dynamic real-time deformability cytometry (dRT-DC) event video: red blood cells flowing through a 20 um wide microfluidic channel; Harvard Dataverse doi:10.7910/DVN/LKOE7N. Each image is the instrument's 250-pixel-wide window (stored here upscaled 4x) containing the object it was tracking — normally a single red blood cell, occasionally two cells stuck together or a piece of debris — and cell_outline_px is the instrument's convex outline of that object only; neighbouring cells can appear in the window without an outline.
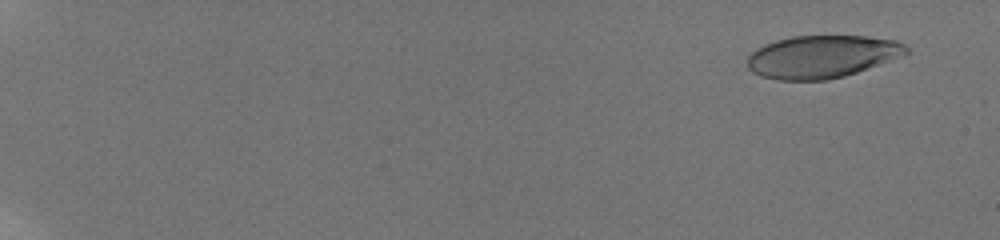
{"species": "human", "species_latin": "Homo sapiens", "temperature_condition": "room temperature", "stored_images_in_passage": 25, "camera_frame_rate_fps": 3000, "um_per_image_px": 0.085, "donor": {"sex": "male"}, "frame": {"image": 1, "passage_image": 2, "time_ms": 0.333, "image_size_px": [1000, 240], "cell_outline_px": [[908, 52], [888, 60], [856, 72], [844, 76], [828, 80], [776, 80], [760, 76], [752, 72], [748, 68], [748, 56], [756, 48], [764, 44], [776, 40], [792, 36], [868, 36], [896, 40], [904, 44], [908, 48]], "centroid_in_image_um": [69.8, 4.81], "position_along_channel_um": 15.2, "area_um2": 39.25}}
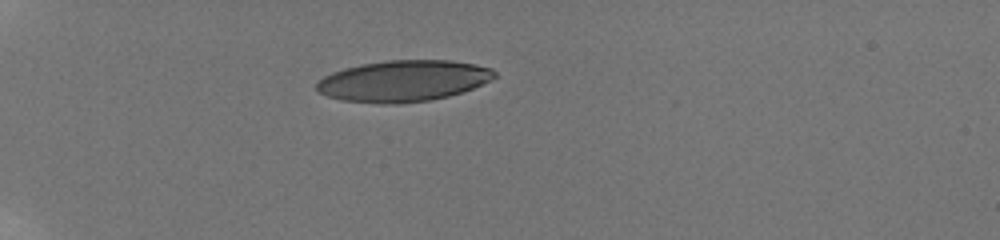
{"frame": {"image": 2, "passage_image": 11, "time_ms": 3.333, "image_size_px": [1000, 240], "cell_outline_px": [[496, 76], [492, 80], [464, 92], [448, 96], [428, 100], [396, 104], [380, 104], [344, 100], [328, 96], [316, 92], [316, 84], [324, 76], [332, 72], [344, 68], [360, 64], [388, 60], [452, 60], [476, 64], [492, 68], [496, 72]], "centroid_in_image_um": [34.3, 6.87], "position_along_channel_um": 50.7, "area_um2": 43.0}}
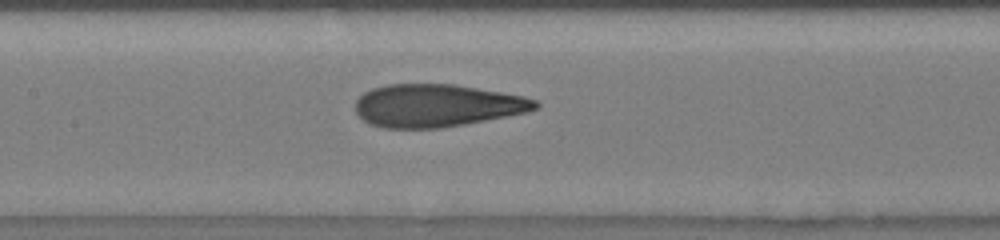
{"frame": {"image": 3, "passage_image": 23, "time_ms": 7.333, "image_size_px": [1000, 240], "cell_outline_px": [[540, 104], [536, 108], [528, 112], [464, 124], [440, 128], [384, 128], [368, 124], [356, 112], [356, 100], [364, 92], [372, 88], [388, 84], [452, 84], [524, 96], [536, 100]], "centroid_in_image_um": [37.11, 8.97], "position_along_channel_um": 170.3, "area_um2": 44.62}}